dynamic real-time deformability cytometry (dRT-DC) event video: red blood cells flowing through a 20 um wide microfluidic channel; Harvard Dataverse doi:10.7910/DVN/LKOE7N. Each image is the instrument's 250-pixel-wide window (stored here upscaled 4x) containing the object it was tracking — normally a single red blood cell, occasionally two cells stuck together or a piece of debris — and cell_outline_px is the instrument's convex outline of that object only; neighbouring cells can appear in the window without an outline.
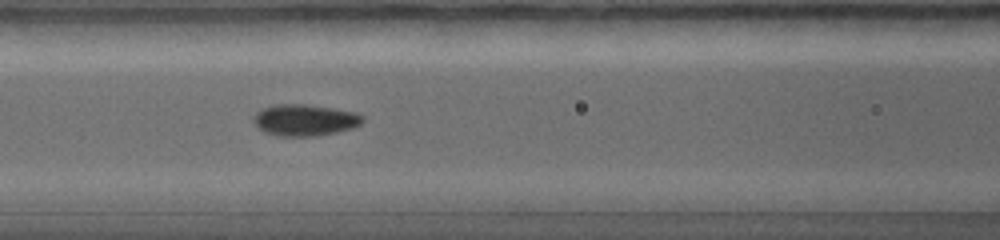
{"species": "common noctule bat (a hibernating species)", "species_latin": "Nyctalus noctula", "temperature_condition": "warm", "stored_images_in_passage": 42, "camera_frame_rate_fps": 5000, "um_per_image_px": 0.085, "animal": {"sex": "female", "body_mass_g": 19.0, "forearm_length_mm": 56.7}, "frame": {"image": 1, "passage_image": 17, "time_ms": 3.2, "image_size_px": [1000, 240], "cell_outline_px": [[364, 120], [360, 124], [352, 128], [336, 132], [316, 136], [280, 136], [264, 132], [252, 120], [252, 116], [260, 108], [276, 104], [304, 104], [332, 108], [356, 112], [364, 116]], "centroid_in_image_um": [25.89, 10.2], "position_along_channel_um": 140.7, "area_um2": 20.11}}
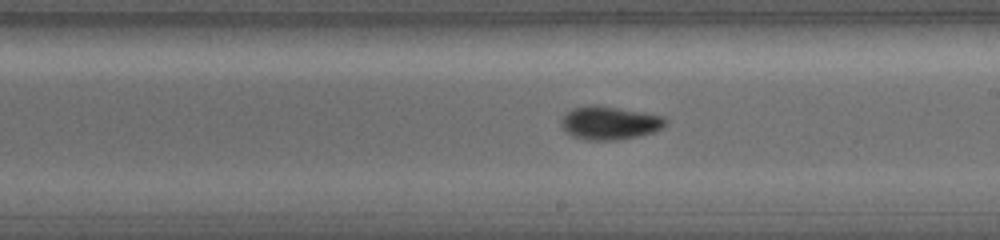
{"frame": {"image": 2, "passage_image": 24, "time_ms": 4.6, "image_size_px": [1000, 240], "cell_outline_px": [[668, 120], [660, 128], [652, 132], [636, 136], [616, 140], [588, 140], [572, 136], [560, 124], [560, 120], [572, 108], [588, 104], [592, 104], [644, 112], [664, 116]], "centroid_in_image_um": [51.79, 10.43], "position_along_channel_um": 237.2, "area_um2": 20.06}}
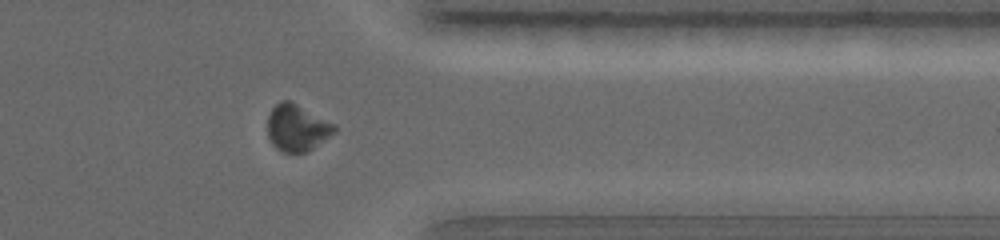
{"frame": {"image": 3, "passage_image": 35, "time_ms": 6.8, "image_size_px": [1000, 240], "cell_outline_px": [[336, 132], [312, 148], [304, 152], [284, 152], [276, 148], [272, 144], [268, 136], [268, 116], [272, 108], [280, 100], [288, 100], [336, 124]], "centroid_in_image_um": [25.24, 10.86], "position_along_channel_um": 386.2, "area_um2": 17.98}}